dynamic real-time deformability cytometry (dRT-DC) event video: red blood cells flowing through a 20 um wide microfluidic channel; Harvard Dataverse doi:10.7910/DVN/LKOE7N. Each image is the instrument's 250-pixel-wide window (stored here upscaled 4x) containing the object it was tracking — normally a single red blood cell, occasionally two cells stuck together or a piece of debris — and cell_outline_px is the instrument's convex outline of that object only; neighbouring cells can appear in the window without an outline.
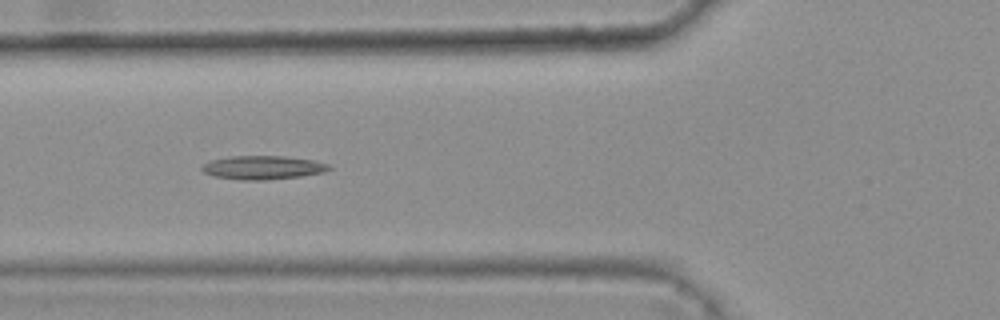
{"species": "common noctule bat (a hibernating species)", "species_latin": "Nyctalus noctula", "temperature_condition": "warm", "stored_images_in_passage": 31, "camera_frame_rate_fps": 3000, "um_per_image_px": 0.085, "animal": {"sex": "female", "body_mass_g": 25.1}, "frame": {"image": 1, "passage_image": 5, "time_ms": 1.333, "image_size_px": [1000, 320], "cell_outline_px": [[332, 168], [324, 172], [300, 176], [264, 180], [240, 180], [216, 176], [204, 172], [200, 168], [208, 160], [228, 156], [284, 156], [316, 160], [328, 164]], "centroid_in_image_um": [22.34, 14.23], "position_along_channel_um": 103.5, "area_um2": 17.57}}
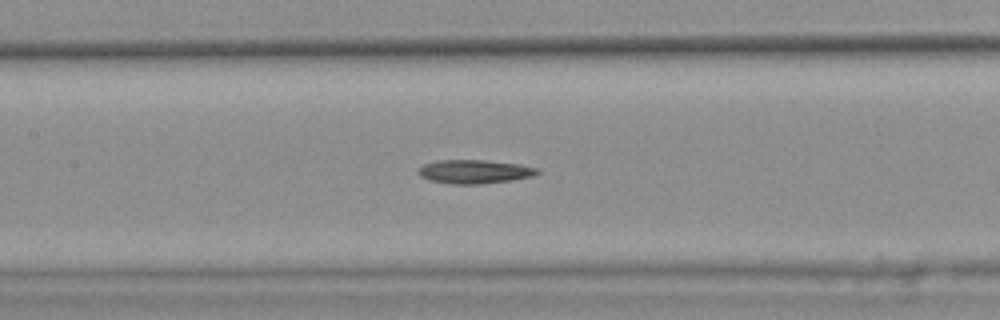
{"frame": {"image": 2, "passage_image": 10, "time_ms": 3.0, "image_size_px": [1000, 320], "cell_outline_px": [[540, 172], [532, 176], [512, 180], [480, 184], [452, 184], [428, 180], [420, 176], [416, 172], [424, 164], [436, 160], [484, 160], [520, 164], [536, 168]], "centroid_in_image_um": [40.29, 14.59], "position_along_channel_um": 167.1, "area_um2": 16.47}}